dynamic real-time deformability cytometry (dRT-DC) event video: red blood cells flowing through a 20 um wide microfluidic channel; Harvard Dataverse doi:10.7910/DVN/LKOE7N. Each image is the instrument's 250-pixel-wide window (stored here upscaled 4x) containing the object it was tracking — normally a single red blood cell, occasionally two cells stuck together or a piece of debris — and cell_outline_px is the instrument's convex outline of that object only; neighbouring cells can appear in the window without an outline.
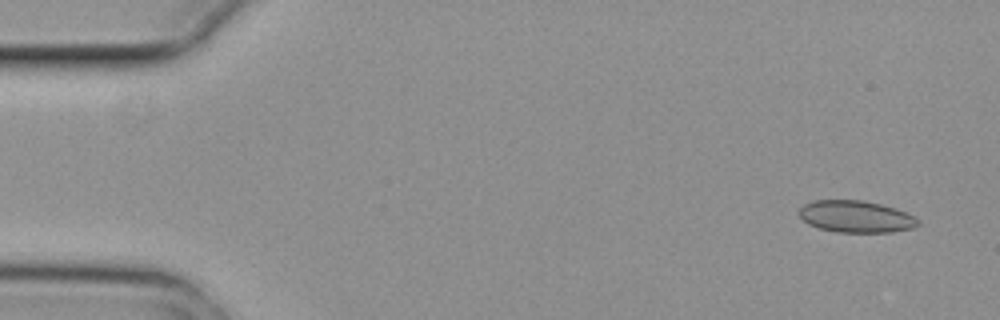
{"species": "common noctule bat (a hibernating species)", "species_latin": "Nyctalus noctula", "temperature_condition": "cold", "stored_images_in_passage": 5, "segment_of_instrument_passage": [1, 2], "camera_frame_rate_fps": 3000, "um_per_image_px": 0.085, "animal": {"sex": "female", "body_mass_g": 29.2, "forearm_length_mm": 56.3}, "frame": {"image": 1, "passage_image": 1, "time_ms": 0.0, "image_size_px": [1000, 320], "cell_outline_px": [[920, 224], [916, 228], [892, 232], [836, 232], [820, 228], [808, 224], [800, 216], [800, 208], [804, 204], [812, 200], [864, 200], [896, 208], [920, 220]], "centroid_in_image_um": [72.78, 18.41], "position_along_channel_um": 12.2, "area_um2": 22.14}}